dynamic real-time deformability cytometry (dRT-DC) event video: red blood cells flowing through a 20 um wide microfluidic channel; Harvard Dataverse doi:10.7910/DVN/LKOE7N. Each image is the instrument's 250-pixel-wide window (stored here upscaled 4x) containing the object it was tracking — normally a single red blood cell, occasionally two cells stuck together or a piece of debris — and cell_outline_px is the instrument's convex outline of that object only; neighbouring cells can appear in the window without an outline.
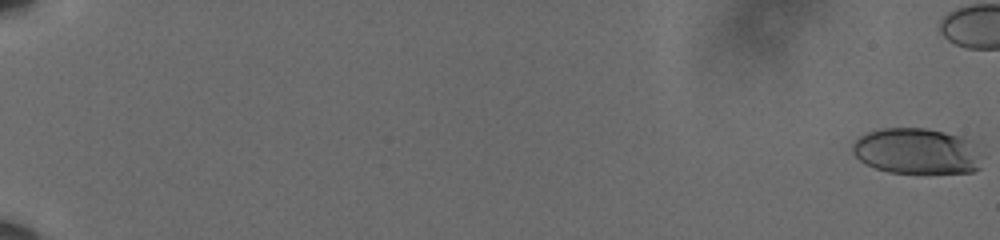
{"species": "human", "species_latin": "Homo sapiens", "temperature_condition": "cold", "stored_images_in_passage": 18, "camera_frame_rate_fps": 3000, "um_per_image_px": 0.085, "donor": {"sex": "male"}, "frame": {"image": 1, "passage_image": 1, "time_ms": 0.0, "image_size_px": [1000, 240], "cell_outline_px": [[980, 168], [972, 172], [924, 176], [888, 172], [876, 168], [860, 160], [852, 152], [852, 144], [860, 136], [868, 132], [880, 128], [924, 128], [944, 132], [960, 136], [972, 140]], "centroid_in_image_um": [77.9, 12.89], "position_along_channel_um": 7.1, "area_um2": 35.2}}
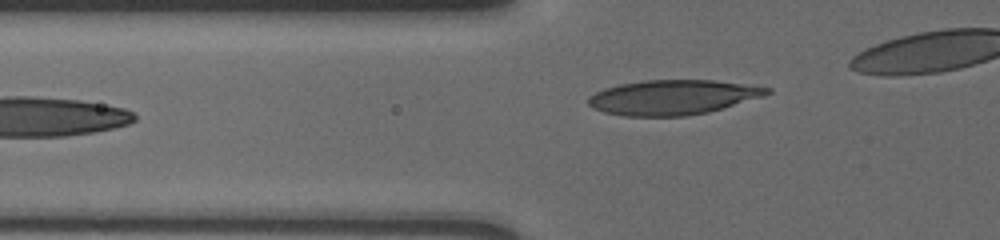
{"frame": {"image": 2, "passage_image": 18, "time_ms": 5.667, "image_size_px": [1000, 240], "cell_outline_px": [[772, 92], [760, 96], [708, 112], [684, 116], [624, 116], [604, 112], [592, 108], [588, 104], [588, 96], [604, 88], [620, 84], [644, 80], [712, 80], [772, 88]], "centroid_in_image_um": [57.11, 8.27], "position_along_channel_um": 68.7, "area_um2": 35.84}}